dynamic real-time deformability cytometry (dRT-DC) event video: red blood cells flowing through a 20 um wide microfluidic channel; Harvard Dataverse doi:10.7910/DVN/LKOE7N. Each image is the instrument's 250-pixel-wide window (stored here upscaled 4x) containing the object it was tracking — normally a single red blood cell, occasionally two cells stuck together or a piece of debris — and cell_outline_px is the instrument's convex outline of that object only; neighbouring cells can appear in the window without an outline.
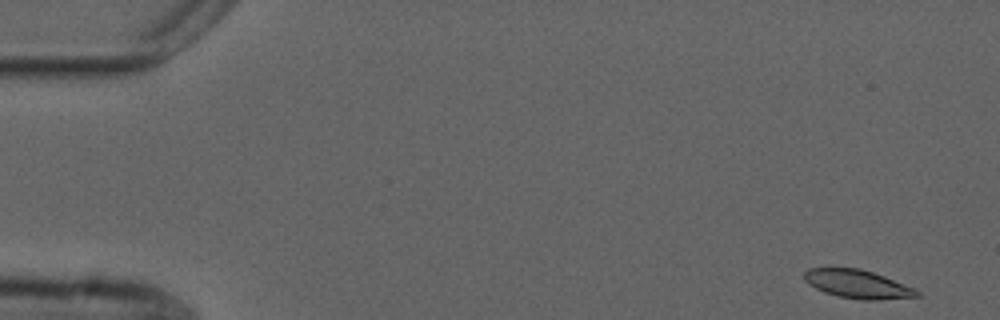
{"species": "common noctule bat (a hibernating species)", "species_latin": "Nyctalus noctula", "temperature_condition": "cold", "stored_images_in_passage": 53, "camera_frame_rate_fps": 3000, "um_per_image_px": 0.085, "animal": {"sex": "male", "forearm_length_mm": 52.5}, "frame": {"image": 1, "passage_image": 1, "time_ms": 0.0, "image_size_px": [1000, 320], "cell_outline_px": [[920, 296], [876, 300], [864, 300], [836, 296], [824, 292], [808, 284], [804, 280], [804, 272], [808, 268], [860, 268], [884, 276], [916, 288], [920, 292]], "centroid_in_image_um": [72.9, 24.15], "position_along_channel_um": 12.1, "area_um2": 18.73}}
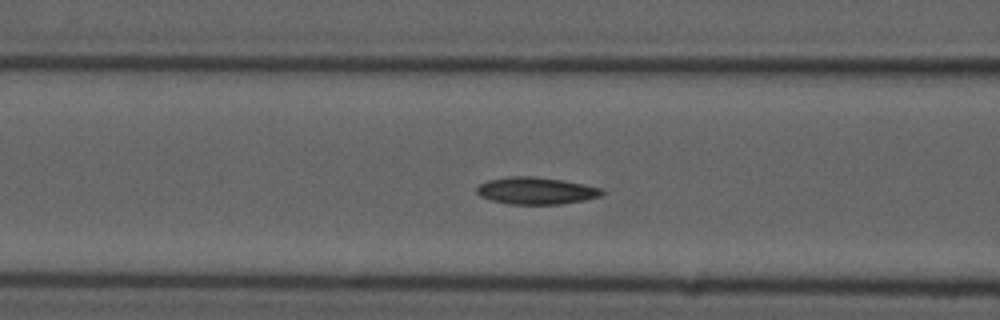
{"frame": {"image": 2, "passage_image": 20, "time_ms": 6.333, "image_size_px": [1000, 320], "cell_outline_px": [[604, 192], [600, 196], [584, 200], [560, 204], [508, 204], [492, 200], [480, 196], [476, 192], [476, 188], [480, 184], [488, 180], [508, 176], [532, 176], [560, 180], [584, 184], [600, 188]], "centroid_in_image_um": [45.53, 16.21], "position_along_channel_um": 121.1, "area_um2": 19.59}}
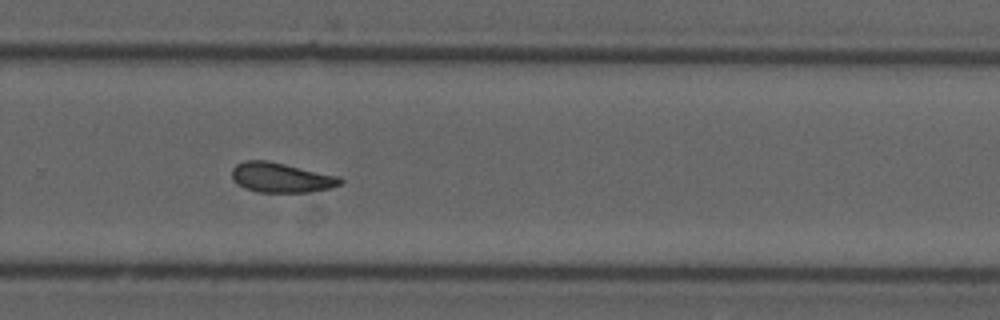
{"frame": {"image": 3, "passage_image": 35, "time_ms": 11.333, "image_size_px": [1000, 320], "cell_outline_px": [[344, 180], [340, 184], [332, 188], [308, 192], [260, 192], [244, 188], [232, 176], [232, 168], [236, 164], [244, 160], [268, 160], [340, 176]], "centroid_in_image_um": [23.93, 15.08], "position_along_channel_um": 305.9, "area_um2": 18.84}, "authors_computed_cell_mechanics": {"area_um2": 18.9584, "velocity_mm_per_s": 3.7112, "shape_relaxation_time_tau1_ms": null, "shape_relaxation_time_tau2_ms": 2.4363, "deformation_change_tau1": null, "deformation_change_tau2": 0.08}}